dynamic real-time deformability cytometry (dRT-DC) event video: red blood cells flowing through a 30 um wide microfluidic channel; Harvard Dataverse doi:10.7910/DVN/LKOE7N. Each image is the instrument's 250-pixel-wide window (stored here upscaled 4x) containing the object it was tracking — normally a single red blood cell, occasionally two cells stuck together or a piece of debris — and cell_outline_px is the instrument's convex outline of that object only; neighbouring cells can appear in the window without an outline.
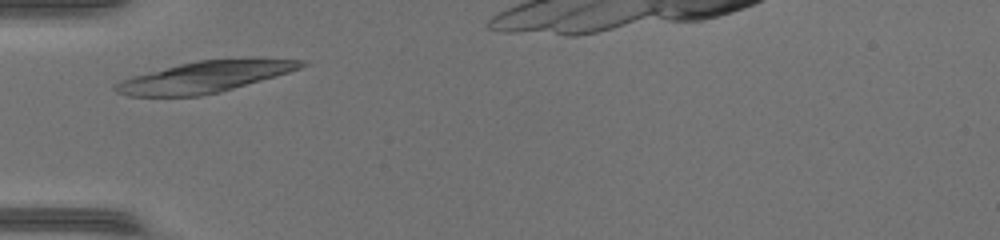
{"species": "common noctule bat (a hibernating species)", "species_latin": "Nyctalus noctula", "temperature_condition": "warm", "stored_images_in_passage": 28, "camera_frame_rate_fps": 3000, "um_per_image_px": 0.085, "animal": {"sex": "female", "body_mass_g": 17.0, "forearm_length_mm": 48.0}, "frame": {"image": 1, "passage_image": 1, "time_ms": 0.0, "image_size_px": [1000, 240], "cell_outline_px": [[308, 64], [300, 68], [276, 76], [220, 92], [200, 96], [128, 96], [116, 92], [112, 88], [120, 80], [132, 76], [196, 60], [304, 60]], "centroid_in_image_um": [17.31, 6.57], "position_along_channel_um": 67.7, "area_um2": 32.89}}
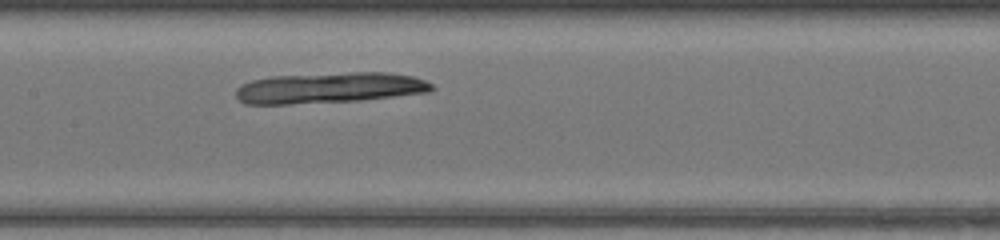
{"frame": {"image": 2, "passage_image": 9, "time_ms": 2.667, "image_size_px": [1000, 240], "cell_outline_px": [[436, 88], [428, 92], [360, 100], [288, 104], [244, 104], [236, 96], [236, 88], [240, 84], [252, 80], [272, 76], [352, 72], [388, 72], [412, 76], [424, 80], [432, 84]], "centroid_in_image_um": [27.98, 7.46], "position_along_channel_um": 179.4, "area_um2": 35.08}}
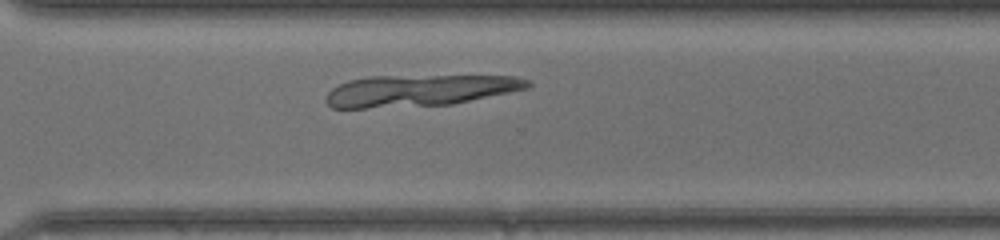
{"frame": {"image": 3, "passage_image": 20, "time_ms": 6.333, "image_size_px": [1000, 240], "cell_outline_px": [[532, 84], [528, 88], [452, 104], [364, 108], [332, 108], [324, 100], [328, 92], [332, 88], [348, 80], [368, 76], [516, 76], [528, 80]], "centroid_in_image_um": [35.62, 7.69], "position_along_channel_um": 335.0, "area_um2": 36.82}}